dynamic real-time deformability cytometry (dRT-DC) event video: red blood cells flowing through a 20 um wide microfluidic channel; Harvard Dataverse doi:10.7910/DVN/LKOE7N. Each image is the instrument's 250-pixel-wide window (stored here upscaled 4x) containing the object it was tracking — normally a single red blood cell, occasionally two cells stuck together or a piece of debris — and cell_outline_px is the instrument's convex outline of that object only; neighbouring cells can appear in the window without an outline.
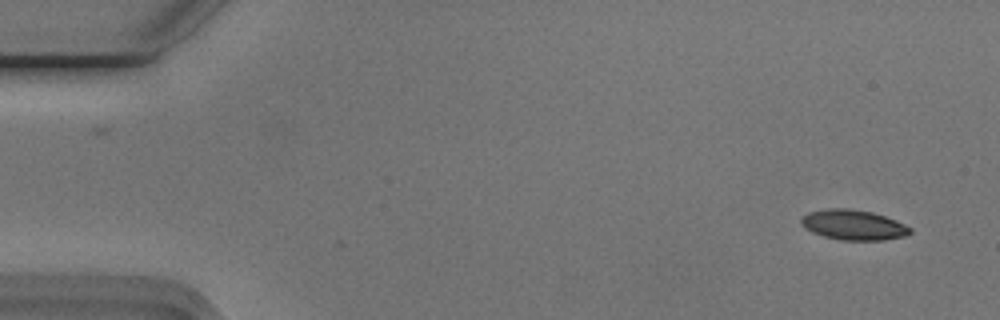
{"species": "Egyptian fruit bat (a non-hibernating species)", "species_latin": "Rousettus aegyptiacus", "temperature_condition": "cold", "stored_images_in_passage": 54, "camera_frame_rate_fps": 3000, "um_per_image_px": 0.085, "animal": {"sex": "male"}, "frame": {"image": 1, "passage_image": 3, "time_ms": 0.667, "image_size_px": [1000, 320], "cell_outline_px": [[912, 232], [904, 236], [884, 240], [840, 240], [824, 236], [812, 232], [804, 228], [800, 220], [800, 216], [808, 212], [828, 208], [848, 208], [872, 212], [896, 220], [912, 228]], "centroid_in_image_um": [72.52, 19.11], "position_along_channel_um": 12.5, "area_um2": 19.25}}
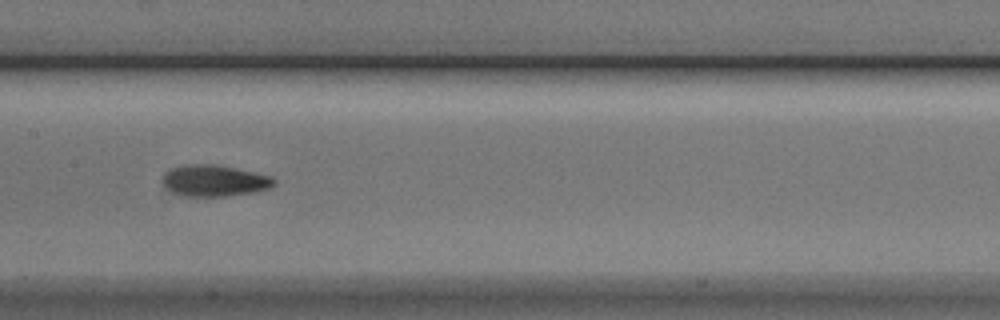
{"frame": {"image": 2, "passage_image": 27, "time_ms": 8.667, "image_size_px": [1000, 320], "cell_outline_px": [[276, 184], [268, 188], [256, 192], [224, 196], [180, 196], [172, 192], [160, 184], [160, 180], [164, 172], [172, 168], [184, 164], [216, 164], [236, 168], [272, 176], [276, 180]], "centroid_in_image_um": [18.17, 15.35], "position_along_channel_um": 189.2, "area_um2": 20.81}}
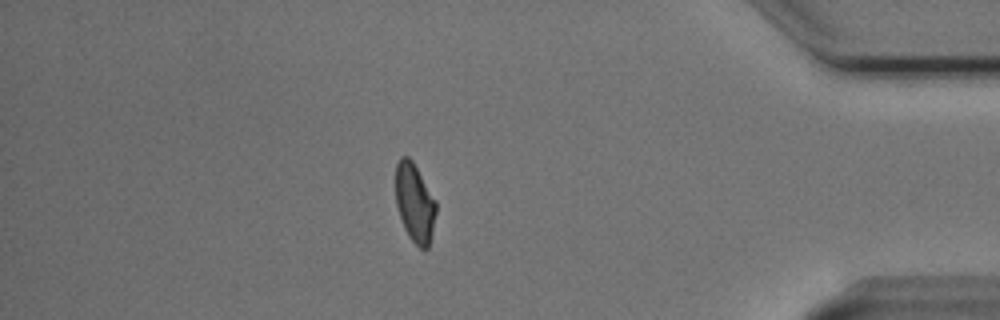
{"frame": {"image": 3, "passage_image": 47, "time_ms": 15.333, "image_size_px": [1000, 320], "cell_outline_px": [[436, 212], [432, 232], [428, 248], [420, 248], [408, 236], [404, 228], [396, 204], [396, 164], [400, 156], [408, 156], [412, 160], [436, 200]], "centroid_in_image_um": [35.25, 17.22], "position_along_channel_um": 400.0, "area_um2": 18.44}, "authors_computed_cell_mechanics": {"area_um2": 19.5364, "velocity_mm_per_s": 3.7473, "shape_relaxation_time_tau1_ms": 6.2609, "shape_relaxation_time_tau2_ms": 2.6463, "deformation_change_tau1": 0.1662, "deformation_change_tau2": 0.084}}